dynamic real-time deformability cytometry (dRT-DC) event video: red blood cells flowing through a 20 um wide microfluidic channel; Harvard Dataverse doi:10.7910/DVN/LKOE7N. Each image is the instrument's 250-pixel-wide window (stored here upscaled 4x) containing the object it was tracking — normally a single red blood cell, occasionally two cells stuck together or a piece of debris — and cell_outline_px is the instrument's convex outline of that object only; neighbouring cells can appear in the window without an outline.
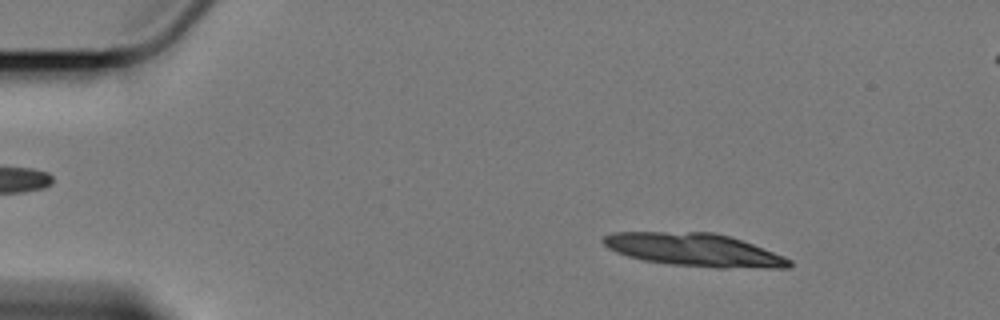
{"species": "Egyptian fruit bat (a non-hibernating species)", "species_latin": "Rousettus aegyptiacus", "temperature_condition": "cold", "stored_images_in_passage": 18, "camera_frame_rate_fps": 3000, "um_per_image_px": 0.085, "animal": {"sex": "female"}, "frame": {"image": 1, "passage_image": 8, "time_ms": 2.333, "image_size_px": [1000, 320], "cell_outline_px": [[792, 264], [788, 268], [716, 268], [668, 264], [644, 260], [628, 256], [616, 252], [608, 248], [600, 240], [604, 236], [612, 232], [712, 232], [728, 236], [752, 244], [784, 256], [792, 260]], "centroid_in_image_um": [59.0, 21.24], "position_along_channel_um": 26.0, "area_um2": 35.78}}